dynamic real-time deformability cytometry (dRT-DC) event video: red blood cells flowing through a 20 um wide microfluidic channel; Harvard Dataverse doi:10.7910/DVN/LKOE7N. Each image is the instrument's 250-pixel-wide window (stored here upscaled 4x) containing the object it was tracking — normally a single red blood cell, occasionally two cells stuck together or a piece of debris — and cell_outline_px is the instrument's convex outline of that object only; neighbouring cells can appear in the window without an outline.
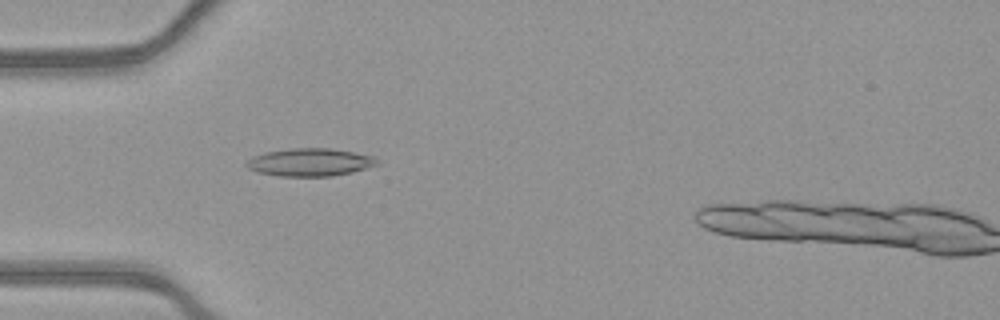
{"species": "common noctule bat (a hibernating species)", "species_latin": "Nyctalus noctula", "temperature_condition": "warm", "stored_images_in_passage": 50, "camera_frame_rate_fps": 3000, "um_per_image_px": 0.085, "animal": {"sex": "female", "body_mass_g": 21.9}, "frame": {"image": 1, "passage_image": 17, "time_ms": 5.333, "image_size_px": [1000, 320], "cell_outline_px": [[380, 164], [352, 172], [332, 176], [280, 176], [256, 172], [248, 168], [244, 164], [252, 156], [264, 152], [292, 148], [332, 148], [376, 156]], "centroid_in_image_um": [26.36, 13.78], "position_along_channel_um": 58.6, "area_um2": 21.39}}
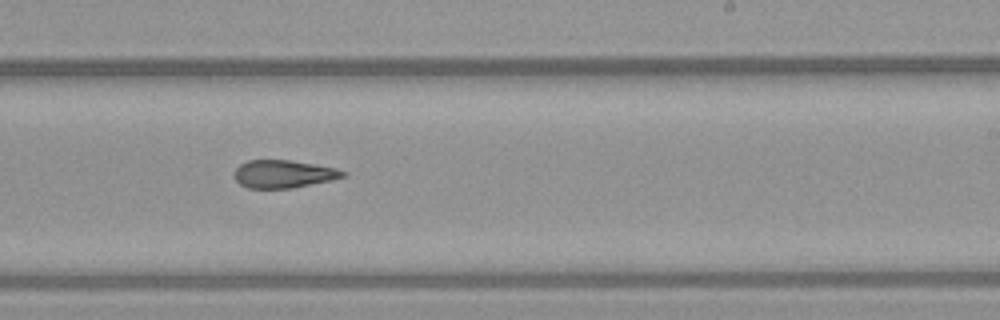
{"frame": {"image": 2, "passage_image": 33, "time_ms": 10.667, "image_size_px": [1000, 320], "cell_outline_px": [[348, 176], [332, 180], [292, 188], [248, 188], [240, 184], [236, 180], [236, 168], [240, 164], [248, 160], [288, 160], [316, 164], [336, 168], [348, 172]], "centroid_in_image_um": [24.16, 14.78], "position_along_channel_um": 264.8, "area_um2": 17.63}}
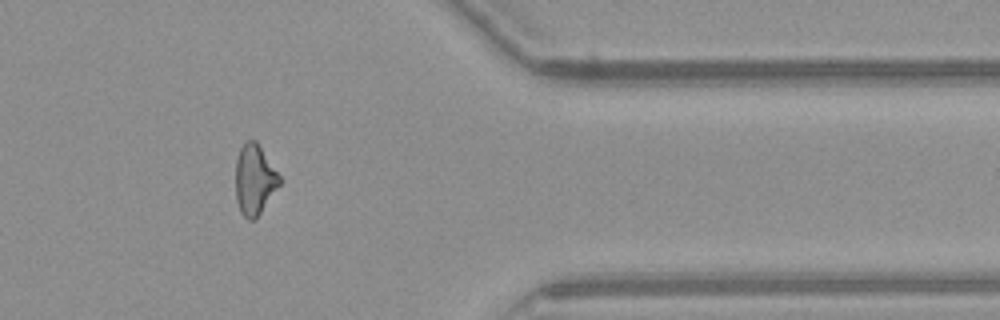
{"frame": {"image": 3, "passage_image": 44, "time_ms": 14.333, "image_size_px": [1000, 320], "cell_outline_px": [[280, 184], [256, 220], [248, 220], [240, 212], [236, 200], [236, 160], [240, 148], [248, 140], [256, 140], [280, 176]], "centroid_in_image_um": [21.63, 15.3], "position_along_channel_um": 389.8, "area_um2": 17.92}}